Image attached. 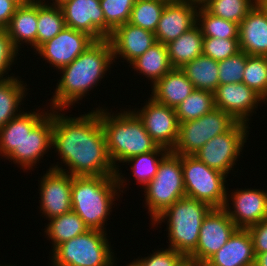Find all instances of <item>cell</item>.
<instances>
[{
  "mask_svg": "<svg viewBox=\"0 0 267 266\" xmlns=\"http://www.w3.org/2000/svg\"><path fill=\"white\" fill-rule=\"evenodd\" d=\"M98 108L79 117L66 116L61 113L64 109H53L52 149L68 170L58 162L50 168L72 176H116L101 125L102 107Z\"/></svg>",
  "mask_w": 267,
  "mask_h": 266,
  "instance_id": "1",
  "label": "cell"
},
{
  "mask_svg": "<svg viewBox=\"0 0 267 266\" xmlns=\"http://www.w3.org/2000/svg\"><path fill=\"white\" fill-rule=\"evenodd\" d=\"M113 62L109 39L95 40L69 65L59 69L62 77L50 99V108L66 110L80 101L97 87Z\"/></svg>",
  "mask_w": 267,
  "mask_h": 266,
  "instance_id": "2",
  "label": "cell"
},
{
  "mask_svg": "<svg viewBox=\"0 0 267 266\" xmlns=\"http://www.w3.org/2000/svg\"><path fill=\"white\" fill-rule=\"evenodd\" d=\"M119 171L118 168L116 176H72V210L89 230L106 231L113 202L127 185Z\"/></svg>",
  "mask_w": 267,
  "mask_h": 266,
  "instance_id": "3",
  "label": "cell"
},
{
  "mask_svg": "<svg viewBox=\"0 0 267 266\" xmlns=\"http://www.w3.org/2000/svg\"><path fill=\"white\" fill-rule=\"evenodd\" d=\"M122 111L114 114L112 111L108 112L107 107L101 109V125L107 150L116 170L120 167L118 163H123L133 156L154 151L159 147L131 109Z\"/></svg>",
  "mask_w": 267,
  "mask_h": 266,
  "instance_id": "4",
  "label": "cell"
},
{
  "mask_svg": "<svg viewBox=\"0 0 267 266\" xmlns=\"http://www.w3.org/2000/svg\"><path fill=\"white\" fill-rule=\"evenodd\" d=\"M211 209L208 204L185 196L167 208L151 224L154 227L166 220L169 237L167 243H170L168 248L187 258L197 247L202 221Z\"/></svg>",
  "mask_w": 267,
  "mask_h": 266,
  "instance_id": "5",
  "label": "cell"
},
{
  "mask_svg": "<svg viewBox=\"0 0 267 266\" xmlns=\"http://www.w3.org/2000/svg\"><path fill=\"white\" fill-rule=\"evenodd\" d=\"M106 231L88 230L58 245L51 256L52 266H116Z\"/></svg>",
  "mask_w": 267,
  "mask_h": 266,
  "instance_id": "6",
  "label": "cell"
},
{
  "mask_svg": "<svg viewBox=\"0 0 267 266\" xmlns=\"http://www.w3.org/2000/svg\"><path fill=\"white\" fill-rule=\"evenodd\" d=\"M145 208L151 222L180 198L186 196L182 172V155L170 151L160 162L154 178L145 186Z\"/></svg>",
  "mask_w": 267,
  "mask_h": 266,
  "instance_id": "7",
  "label": "cell"
},
{
  "mask_svg": "<svg viewBox=\"0 0 267 266\" xmlns=\"http://www.w3.org/2000/svg\"><path fill=\"white\" fill-rule=\"evenodd\" d=\"M182 172L186 197L223 208L227 192V175L209 168L194 155H182Z\"/></svg>",
  "mask_w": 267,
  "mask_h": 266,
  "instance_id": "8",
  "label": "cell"
},
{
  "mask_svg": "<svg viewBox=\"0 0 267 266\" xmlns=\"http://www.w3.org/2000/svg\"><path fill=\"white\" fill-rule=\"evenodd\" d=\"M236 122L229 113L214 108L196 120L179 123L178 140L172 152L193 155L213 137L227 132Z\"/></svg>",
  "mask_w": 267,
  "mask_h": 266,
  "instance_id": "9",
  "label": "cell"
},
{
  "mask_svg": "<svg viewBox=\"0 0 267 266\" xmlns=\"http://www.w3.org/2000/svg\"><path fill=\"white\" fill-rule=\"evenodd\" d=\"M248 126L245 123L236 122L227 132L213 137L193 155L209 168L225 175L229 174L231 170L233 171L232 168L241 156L244 143L249 137Z\"/></svg>",
  "mask_w": 267,
  "mask_h": 266,
  "instance_id": "10",
  "label": "cell"
},
{
  "mask_svg": "<svg viewBox=\"0 0 267 266\" xmlns=\"http://www.w3.org/2000/svg\"><path fill=\"white\" fill-rule=\"evenodd\" d=\"M236 229L224 208H212L202 221L197 247L187 259L202 266L226 244Z\"/></svg>",
  "mask_w": 267,
  "mask_h": 266,
  "instance_id": "11",
  "label": "cell"
},
{
  "mask_svg": "<svg viewBox=\"0 0 267 266\" xmlns=\"http://www.w3.org/2000/svg\"><path fill=\"white\" fill-rule=\"evenodd\" d=\"M136 110L132 111L142 121L145 130L157 145L172 151L179 135L175 108L160 104L150 97L141 109Z\"/></svg>",
  "mask_w": 267,
  "mask_h": 266,
  "instance_id": "12",
  "label": "cell"
},
{
  "mask_svg": "<svg viewBox=\"0 0 267 266\" xmlns=\"http://www.w3.org/2000/svg\"><path fill=\"white\" fill-rule=\"evenodd\" d=\"M65 25L94 40L108 38L113 29L106 23L100 0H69L61 7Z\"/></svg>",
  "mask_w": 267,
  "mask_h": 266,
  "instance_id": "13",
  "label": "cell"
},
{
  "mask_svg": "<svg viewBox=\"0 0 267 266\" xmlns=\"http://www.w3.org/2000/svg\"><path fill=\"white\" fill-rule=\"evenodd\" d=\"M40 211L46 219L72 210V175L49 168L40 179Z\"/></svg>",
  "mask_w": 267,
  "mask_h": 266,
  "instance_id": "14",
  "label": "cell"
},
{
  "mask_svg": "<svg viewBox=\"0 0 267 266\" xmlns=\"http://www.w3.org/2000/svg\"><path fill=\"white\" fill-rule=\"evenodd\" d=\"M231 194L227 193L223 208L237 228L248 229L267 218V190L244 188ZM230 201L232 203H228Z\"/></svg>",
  "mask_w": 267,
  "mask_h": 266,
  "instance_id": "15",
  "label": "cell"
},
{
  "mask_svg": "<svg viewBox=\"0 0 267 266\" xmlns=\"http://www.w3.org/2000/svg\"><path fill=\"white\" fill-rule=\"evenodd\" d=\"M94 41L87 33L65 26L55 37L42 44L36 53L59 70L69 65Z\"/></svg>",
  "mask_w": 267,
  "mask_h": 266,
  "instance_id": "16",
  "label": "cell"
},
{
  "mask_svg": "<svg viewBox=\"0 0 267 266\" xmlns=\"http://www.w3.org/2000/svg\"><path fill=\"white\" fill-rule=\"evenodd\" d=\"M214 100L216 108L229 113L237 122L247 125L258 104L266 103L258 93L244 83L218 85L214 92Z\"/></svg>",
  "mask_w": 267,
  "mask_h": 266,
  "instance_id": "17",
  "label": "cell"
},
{
  "mask_svg": "<svg viewBox=\"0 0 267 266\" xmlns=\"http://www.w3.org/2000/svg\"><path fill=\"white\" fill-rule=\"evenodd\" d=\"M198 6L193 0L167 2L154 33L156 41L166 45L194 27Z\"/></svg>",
  "mask_w": 267,
  "mask_h": 266,
  "instance_id": "18",
  "label": "cell"
},
{
  "mask_svg": "<svg viewBox=\"0 0 267 266\" xmlns=\"http://www.w3.org/2000/svg\"><path fill=\"white\" fill-rule=\"evenodd\" d=\"M37 111V112H35ZM21 112L0 128V156L22 168V140L49 112ZM45 111V112H44ZM40 112V113H39Z\"/></svg>",
  "mask_w": 267,
  "mask_h": 266,
  "instance_id": "19",
  "label": "cell"
},
{
  "mask_svg": "<svg viewBox=\"0 0 267 266\" xmlns=\"http://www.w3.org/2000/svg\"><path fill=\"white\" fill-rule=\"evenodd\" d=\"M108 39L113 58L121 57L130 64L157 42L153 32L128 22L117 26Z\"/></svg>",
  "mask_w": 267,
  "mask_h": 266,
  "instance_id": "20",
  "label": "cell"
},
{
  "mask_svg": "<svg viewBox=\"0 0 267 266\" xmlns=\"http://www.w3.org/2000/svg\"><path fill=\"white\" fill-rule=\"evenodd\" d=\"M239 46L247 55L267 56V7L260 0L239 24Z\"/></svg>",
  "mask_w": 267,
  "mask_h": 266,
  "instance_id": "21",
  "label": "cell"
},
{
  "mask_svg": "<svg viewBox=\"0 0 267 266\" xmlns=\"http://www.w3.org/2000/svg\"><path fill=\"white\" fill-rule=\"evenodd\" d=\"M253 240L248 229L237 228L226 244L202 266H254Z\"/></svg>",
  "mask_w": 267,
  "mask_h": 266,
  "instance_id": "22",
  "label": "cell"
},
{
  "mask_svg": "<svg viewBox=\"0 0 267 266\" xmlns=\"http://www.w3.org/2000/svg\"><path fill=\"white\" fill-rule=\"evenodd\" d=\"M53 141V109L22 140V170L33 166L51 150ZM50 148V149H49Z\"/></svg>",
  "mask_w": 267,
  "mask_h": 266,
  "instance_id": "23",
  "label": "cell"
},
{
  "mask_svg": "<svg viewBox=\"0 0 267 266\" xmlns=\"http://www.w3.org/2000/svg\"><path fill=\"white\" fill-rule=\"evenodd\" d=\"M150 97L163 105L175 108L194 90V86L180 68L171 69L151 85Z\"/></svg>",
  "mask_w": 267,
  "mask_h": 266,
  "instance_id": "24",
  "label": "cell"
},
{
  "mask_svg": "<svg viewBox=\"0 0 267 266\" xmlns=\"http://www.w3.org/2000/svg\"><path fill=\"white\" fill-rule=\"evenodd\" d=\"M5 30L17 50L25 43L36 51L37 0L18 6Z\"/></svg>",
  "mask_w": 267,
  "mask_h": 266,
  "instance_id": "25",
  "label": "cell"
},
{
  "mask_svg": "<svg viewBox=\"0 0 267 266\" xmlns=\"http://www.w3.org/2000/svg\"><path fill=\"white\" fill-rule=\"evenodd\" d=\"M203 39L201 29L196 24L177 39L166 44L173 68H181L202 55Z\"/></svg>",
  "mask_w": 267,
  "mask_h": 266,
  "instance_id": "26",
  "label": "cell"
},
{
  "mask_svg": "<svg viewBox=\"0 0 267 266\" xmlns=\"http://www.w3.org/2000/svg\"><path fill=\"white\" fill-rule=\"evenodd\" d=\"M130 65L137 73L151 80V85L173 69L167 47L160 42L154 43L145 53L129 64V67Z\"/></svg>",
  "mask_w": 267,
  "mask_h": 266,
  "instance_id": "27",
  "label": "cell"
},
{
  "mask_svg": "<svg viewBox=\"0 0 267 266\" xmlns=\"http://www.w3.org/2000/svg\"><path fill=\"white\" fill-rule=\"evenodd\" d=\"M191 81L194 89L215 92L219 85L218 61L200 55L180 68Z\"/></svg>",
  "mask_w": 267,
  "mask_h": 266,
  "instance_id": "28",
  "label": "cell"
},
{
  "mask_svg": "<svg viewBox=\"0 0 267 266\" xmlns=\"http://www.w3.org/2000/svg\"><path fill=\"white\" fill-rule=\"evenodd\" d=\"M21 80L19 76L0 80V128L22 112L19 106L23 105L28 88Z\"/></svg>",
  "mask_w": 267,
  "mask_h": 266,
  "instance_id": "29",
  "label": "cell"
},
{
  "mask_svg": "<svg viewBox=\"0 0 267 266\" xmlns=\"http://www.w3.org/2000/svg\"><path fill=\"white\" fill-rule=\"evenodd\" d=\"M45 233L52 241V251L63 242L86 233L89 229L84 221L73 211L51 218Z\"/></svg>",
  "mask_w": 267,
  "mask_h": 266,
  "instance_id": "30",
  "label": "cell"
},
{
  "mask_svg": "<svg viewBox=\"0 0 267 266\" xmlns=\"http://www.w3.org/2000/svg\"><path fill=\"white\" fill-rule=\"evenodd\" d=\"M65 26L60 7L49 5L45 0H37L36 50L55 37Z\"/></svg>",
  "mask_w": 267,
  "mask_h": 266,
  "instance_id": "31",
  "label": "cell"
},
{
  "mask_svg": "<svg viewBox=\"0 0 267 266\" xmlns=\"http://www.w3.org/2000/svg\"><path fill=\"white\" fill-rule=\"evenodd\" d=\"M215 107L214 93L194 89L192 93L175 107L179 123L192 121L212 111Z\"/></svg>",
  "mask_w": 267,
  "mask_h": 266,
  "instance_id": "32",
  "label": "cell"
},
{
  "mask_svg": "<svg viewBox=\"0 0 267 266\" xmlns=\"http://www.w3.org/2000/svg\"><path fill=\"white\" fill-rule=\"evenodd\" d=\"M197 25L204 37L239 39V24L212 15L202 5L197 9Z\"/></svg>",
  "mask_w": 267,
  "mask_h": 266,
  "instance_id": "33",
  "label": "cell"
},
{
  "mask_svg": "<svg viewBox=\"0 0 267 266\" xmlns=\"http://www.w3.org/2000/svg\"><path fill=\"white\" fill-rule=\"evenodd\" d=\"M170 151L159 146L156 150L128 158L123 163L131 164L132 176L144 188L156 175L161 160ZM160 157V158H158Z\"/></svg>",
  "mask_w": 267,
  "mask_h": 266,
  "instance_id": "34",
  "label": "cell"
},
{
  "mask_svg": "<svg viewBox=\"0 0 267 266\" xmlns=\"http://www.w3.org/2000/svg\"><path fill=\"white\" fill-rule=\"evenodd\" d=\"M165 0H136L128 23L155 33Z\"/></svg>",
  "mask_w": 267,
  "mask_h": 266,
  "instance_id": "35",
  "label": "cell"
},
{
  "mask_svg": "<svg viewBox=\"0 0 267 266\" xmlns=\"http://www.w3.org/2000/svg\"><path fill=\"white\" fill-rule=\"evenodd\" d=\"M258 0H206L201 5L212 15L240 24Z\"/></svg>",
  "mask_w": 267,
  "mask_h": 266,
  "instance_id": "36",
  "label": "cell"
},
{
  "mask_svg": "<svg viewBox=\"0 0 267 266\" xmlns=\"http://www.w3.org/2000/svg\"><path fill=\"white\" fill-rule=\"evenodd\" d=\"M267 102V56L246 54L243 81Z\"/></svg>",
  "mask_w": 267,
  "mask_h": 266,
  "instance_id": "37",
  "label": "cell"
},
{
  "mask_svg": "<svg viewBox=\"0 0 267 266\" xmlns=\"http://www.w3.org/2000/svg\"><path fill=\"white\" fill-rule=\"evenodd\" d=\"M136 0H100L106 23L114 30L129 21Z\"/></svg>",
  "mask_w": 267,
  "mask_h": 266,
  "instance_id": "38",
  "label": "cell"
},
{
  "mask_svg": "<svg viewBox=\"0 0 267 266\" xmlns=\"http://www.w3.org/2000/svg\"><path fill=\"white\" fill-rule=\"evenodd\" d=\"M240 50L239 39L204 37L202 54L215 61H222L237 54Z\"/></svg>",
  "mask_w": 267,
  "mask_h": 266,
  "instance_id": "39",
  "label": "cell"
},
{
  "mask_svg": "<svg viewBox=\"0 0 267 266\" xmlns=\"http://www.w3.org/2000/svg\"><path fill=\"white\" fill-rule=\"evenodd\" d=\"M246 66V53L237 54L218 62L219 85L228 83H242L243 71Z\"/></svg>",
  "mask_w": 267,
  "mask_h": 266,
  "instance_id": "40",
  "label": "cell"
},
{
  "mask_svg": "<svg viewBox=\"0 0 267 266\" xmlns=\"http://www.w3.org/2000/svg\"><path fill=\"white\" fill-rule=\"evenodd\" d=\"M162 249V250H161ZM150 254L134 260L138 266H180L187 258L172 248H161Z\"/></svg>",
  "mask_w": 267,
  "mask_h": 266,
  "instance_id": "41",
  "label": "cell"
},
{
  "mask_svg": "<svg viewBox=\"0 0 267 266\" xmlns=\"http://www.w3.org/2000/svg\"><path fill=\"white\" fill-rule=\"evenodd\" d=\"M19 50L15 48L5 29L0 30V80L10 79L14 74L8 75L11 70V65L17 60V56L20 55ZM18 54V55H17ZM16 59V60H15ZM8 71V72H7ZM5 75H8L4 77Z\"/></svg>",
  "mask_w": 267,
  "mask_h": 266,
  "instance_id": "42",
  "label": "cell"
},
{
  "mask_svg": "<svg viewBox=\"0 0 267 266\" xmlns=\"http://www.w3.org/2000/svg\"><path fill=\"white\" fill-rule=\"evenodd\" d=\"M255 254L267 252V218L248 228Z\"/></svg>",
  "mask_w": 267,
  "mask_h": 266,
  "instance_id": "43",
  "label": "cell"
},
{
  "mask_svg": "<svg viewBox=\"0 0 267 266\" xmlns=\"http://www.w3.org/2000/svg\"><path fill=\"white\" fill-rule=\"evenodd\" d=\"M18 5L13 0H0V29H6Z\"/></svg>",
  "mask_w": 267,
  "mask_h": 266,
  "instance_id": "44",
  "label": "cell"
},
{
  "mask_svg": "<svg viewBox=\"0 0 267 266\" xmlns=\"http://www.w3.org/2000/svg\"><path fill=\"white\" fill-rule=\"evenodd\" d=\"M254 266H267V252L255 254Z\"/></svg>",
  "mask_w": 267,
  "mask_h": 266,
  "instance_id": "45",
  "label": "cell"
},
{
  "mask_svg": "<svg viewBox=\"0 0 267 266\" xmlns=\"http://www.w3.org/2000/svg\"><path fill=\"white\" fill-rule=\"evenodd\" d=\"M53 2L51 3H47V4H52V6H57V7H61L63 4H65L66 2H68L69 0H52Z\"/></svg>",
  "mask_w": 267,
  "mask_h": 266,
  "instance_id": "46",
  "label": "cell"
},
{
  "mask_svg": "<svg viewBox=\"0 0 267 266\" xmlns=\"http://www.w3.org/2000/svg\"><path fill=\"white\" fill-rule=\"evenodd\" d=\"M180 266H196L191 260L186 259Z\"/></svg>",
  "mask_w": 267,
  "mask_h": 266,
  "instance_id": "47",
  "label": "cell"
},
{
  "mask_svg": "<svg viewBox=\"0 0 267 266\" xmlns=\"http://www.w3.org/2000/svg\"><path fill=\"white\" fill-rule=\"evenodd\" d=\"M18 6L26 4L30 2L31 0H13Z\"/></svg>",
  "mask_w": 267,
  "mask_h": 266,
  "instance_id": "48",
  "label": "cell"
},
{
  "mask_svg": "<svg viewBox=\"0 0 267 266\" xmlns=\"http://www.w3.org/2000/svg\"><path fill=\"white\" fill-rule=\"evenodd\" d=\"M195 3H198L199 5H201L204 1L206 0H193Z\"/></svg>",
  "mask_w": 267,
  "mask_h": 266,
  "instance_id": "49",
  "label": "cell"
},
{
  "mask_svg": "<svg viewBox=\"0 0 267 266\" xmlns=\"http://www.w3.org/2000/svg\"><path fill=\"white\" fill-rule=\"evenodd\" d=\"M126 266H138L134 261L128 263Z\"/></svg>",
  "mask_w": 267,
  "mask_h": 266,
  "instance_id": "50",
  "label": "cell"
},
{
  "mask_svg": "<svg viewBox=\"0 0 267 266\" xmlns=\"http://www.w3.org/2000/svg\"><path fill=\"white\" fill-rule=\"evenodd\" d=\"M267 7V0H260Z\"/></svg>",
  "mask_w": 267,
  "mask_h": 266,
  "instance_id": "51",
  "label": "cell"
}]
</instances>
